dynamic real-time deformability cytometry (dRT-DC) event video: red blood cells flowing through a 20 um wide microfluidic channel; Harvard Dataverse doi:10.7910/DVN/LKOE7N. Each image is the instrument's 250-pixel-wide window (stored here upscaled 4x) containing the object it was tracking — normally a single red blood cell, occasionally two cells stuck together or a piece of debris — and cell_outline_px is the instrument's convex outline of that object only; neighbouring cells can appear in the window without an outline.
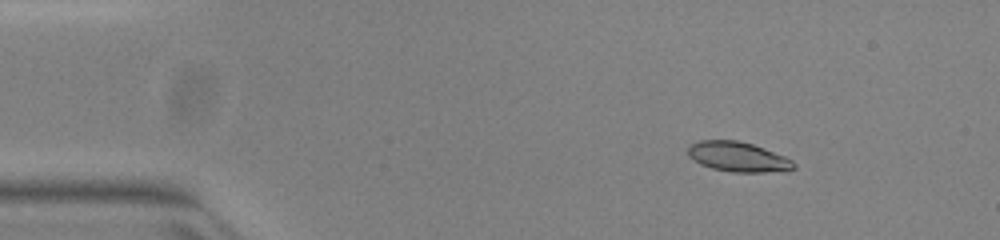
{"species": "common noctule bat (a hibernating species)", "species_latin": "Nyctalus noctula", "temperature_condition": "warm", "stored_images_in_passage": 52, "camera_frame_rate_fps": 3000, "um_per_image_px": 0.085, "animal": {"sex": "female", "body_mass_g": 23.0, "forearm_length_mm": 53.4}, "frame": {"image": 1, "passage_image": 7, "time_ms": 2.0, "image_size_px": [1000, 240], "cell_outline_px": [[796, 168], [764, 172], [732, 172], [712, 168], [700, 164], [688, 156], [688, 148], [692, 144], [700, 140], [736, 140], [752, 144], [764, 148], [784, 156], [792, 160], [796, 164]], "centroid_in_image_um": [62.71, 13.32], "position_along_channel_um": 22.3, "area_um2": 18.21}}
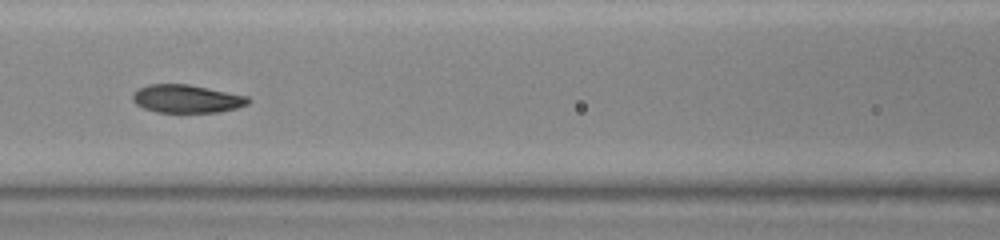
{"frame": {"image": 2, "passage_image": 23, "time_ms": 7.333, "image_size_px": [1000, 240], "cell_outline_px": [[252, 100], [248, 104], [236, 108], [220, 112], [156, 112], [144, 108], [136, 104], [132, 100], [132, 96], [140, 88], [148, 84], [188, 84], [248, 96]], "centroid_in_image_um": [15.89, 8.4], "position_along_channel_um": 150.7, "area_um2": 18.84}}
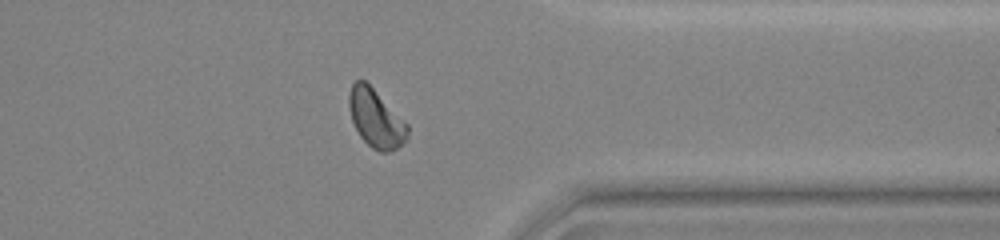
{"frame": {"image": 3, "passage_image": 41, "time_ms": 13.333, "image_size_px": [1000, 240], "cell_outline_px": [[408, 140], [396, 148], [388, 152], [380, 152], [372, 148], [360, 136], [352, 120], [348, 104], [348, 96], [352, 84], [356, 80], [364, 80], [408, 124]], "centroid_in_image_um": [31.95, 10.09], "position_along_channel_um": 379.4, "area_um2": 19.54}, "authors_computed_cell_mechanics": {"area_um2": 19.363, "velocity_mm_per_s": 3.9521, "shape_relaxation_time_tau1_ms": 3.5705, "shape_relaxation_time_tau2_ms": 3.0236, "deformation_change_tau1": 0.1333, "deformation_change_tau2": 0.0775}}